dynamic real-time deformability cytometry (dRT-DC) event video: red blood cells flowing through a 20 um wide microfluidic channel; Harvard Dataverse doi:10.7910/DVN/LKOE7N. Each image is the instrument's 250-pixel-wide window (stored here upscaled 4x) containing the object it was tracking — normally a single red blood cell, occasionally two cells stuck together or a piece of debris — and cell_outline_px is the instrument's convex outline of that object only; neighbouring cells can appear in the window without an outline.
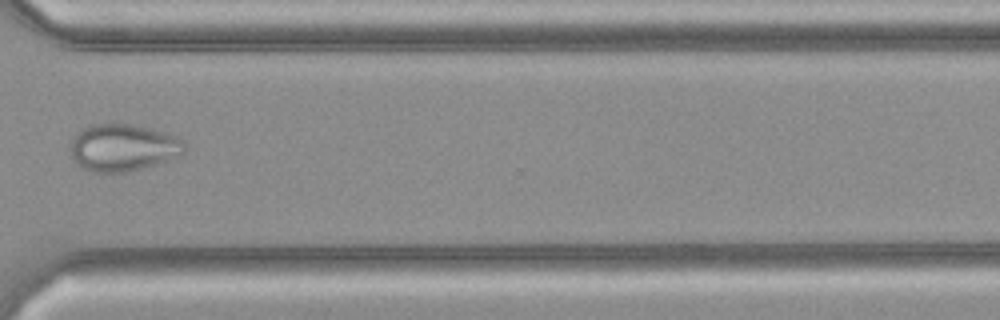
{"species": "common noctule bat (a hibernating species)", "species_latin": "Nyctalus noctula", "temperature_condition": "cold", "stored_images_in_passage": 33, "camera_frame_rate_fps": 3000, "um_per_image_px": 0.085, "animal": {"sex": "female", "body_mass_g": 21.9}, "frame": {"image": 1, "passage_image": 28, "time_ms": 9.0, "image_size_px": [1000, 320], "cell_outline_px": [[184, 152], [168, 160], [156, 164], [124, 172], [92, 172], [76, 164], [72, 156], [72, 136], [76, 132], [92, 124], [132, 124], [168, 132], [184, 140]], "centroid_in_image_um": [10.46, 12.53], "position_along_channel_um": 360.1, "area_um2": 31.21}}